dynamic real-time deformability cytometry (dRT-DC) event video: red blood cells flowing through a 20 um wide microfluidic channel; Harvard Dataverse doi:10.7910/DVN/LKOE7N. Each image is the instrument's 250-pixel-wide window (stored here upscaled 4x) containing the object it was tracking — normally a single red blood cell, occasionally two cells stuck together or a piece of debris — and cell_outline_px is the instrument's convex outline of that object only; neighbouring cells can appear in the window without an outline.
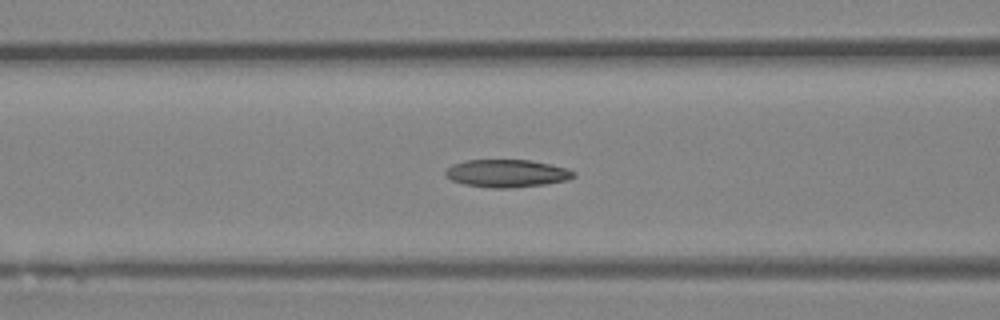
{"species": "Egyptian fruit bat (a non-hibernating species)", "species_latin": "Rousettus aegyptiacus", "temperature_condition": "room temperature", "stored_images_in_passage": 49, "camera_frame_rate_fps": 3000, "um_per_image_px": 0.085, "animal": {"sex": "female"}, "frame": {"image": 1, "passage_image": 20, "time_ms": 6.333, "image_size_px": [1000, 320], "cell_outline_px": [[576, 176], [568, 180], [544, 184], [512, 188], [492, 188], [464, 184], [452, 180], [444, 176], [444, 172], [452, 164], [464, 160], [528, 160], [548, 164], [564, 168], [576, 172]], "centroid_in_image_um": [43.05, 14.74], "position_along_channel_um": 123.6, "area_um2": 20.63}}
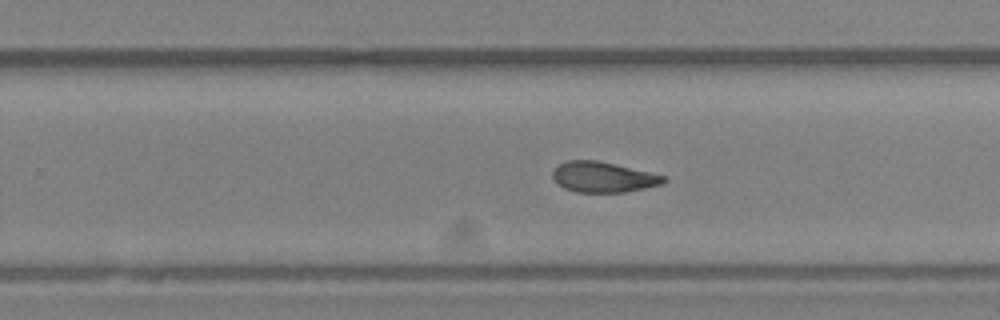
{"frame": {"image": 2, "passage_image": 31, "time_ms": 10.0, "image_size_px": [1000, 320], "cell_outline_px": [[668, 180], [664, 184], [624, 192], [576, 192], [564, 188], [552, 176], [552, 172], [556, 164], [564, 160], [596, 160], [648, 172], [664, 176]], "centroid_in_image_um": [51.24, 15.04], "position_along_channel_um": 278.6, "area_um2": 19.59}}
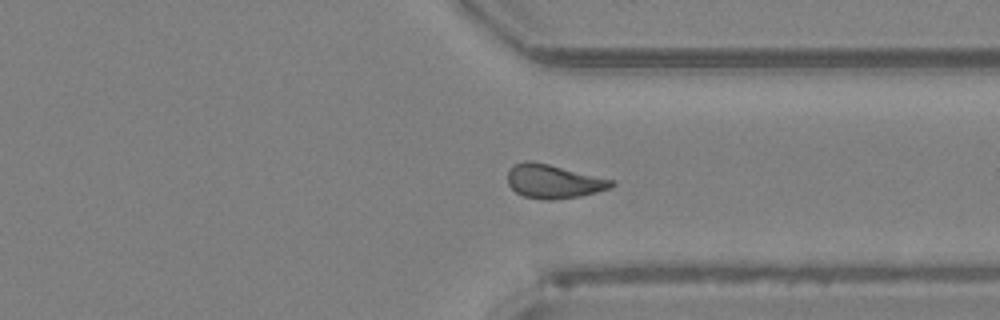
{"frame": {"image": 3, "passage_image": 37, "time_ms": 12.0, "image_size_px": [1000, 320], "cell_outline_px": [[616, 184], [612, 188], [580, 196], [552, 200], [544, 200], [524, 196], [516, 192], [508, 184], [508, 172], [516, 164], [524, 160], [532, 160], [616, 180]], "centroid_in_image_um": [47.1, 15.41], "position_along_channel_um": 364.3, "area_um2": 20.58}, "authors_computed_cell_mechanics": {"area_um2": 20.519, "velocity_mm_per_s": 4.2523, "shape_relaxation_time_tau1_ms": 7.2775, "shape_relaxation_time_tau2_ms": 4.2417, "deformation_change_tau1": 0.2195, "deformation_change_tau2": 0.1089}}